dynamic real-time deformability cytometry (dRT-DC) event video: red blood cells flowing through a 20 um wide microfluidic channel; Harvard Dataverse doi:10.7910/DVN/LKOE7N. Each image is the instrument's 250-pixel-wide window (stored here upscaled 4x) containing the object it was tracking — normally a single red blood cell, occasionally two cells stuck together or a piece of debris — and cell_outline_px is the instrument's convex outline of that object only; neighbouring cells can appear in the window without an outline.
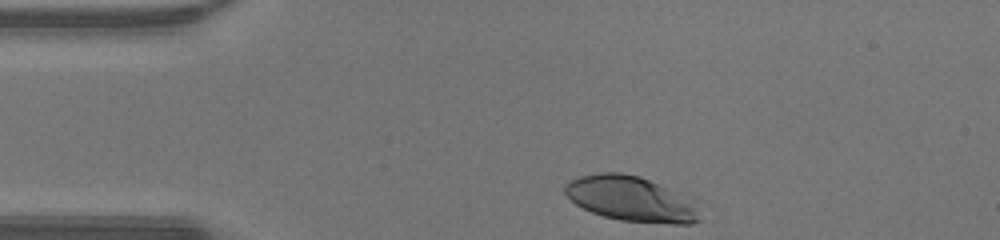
{"species": "human", "species_latin": "Homo sapiens", "temperature_condition": "warm", "stored_images_in_passage": 30, "camera_frame_rate_fps": 3000, "um_per_image_px": 0.085, "donor": {"sex": "male"}, "frame": {"image": 1, "passage_image": 1, "time_ms": 0.0, "image_size_px": [1000, 240], "cell_outline_px": [[700, 220], [692, 224], [668, 224], [620, 220], [604, 216], [592, 212], [576, 204], [564, 192], [564, 184], [568, 180], [580, 176], [596, 172], [620, 172], [640, 176], [660, 184], [668, 188], [688, 204], [692, 208]], "centroid_in_image_um": [53.47, 16.89], "position_along_channel_um": 31.5, "area_um2": 34.45}}
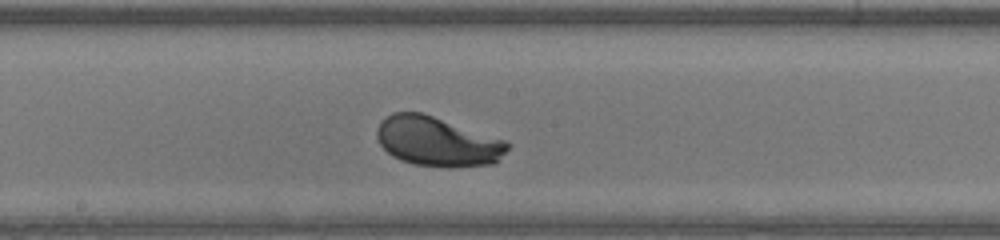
{"frame": {"image": 2, "passage_image": 17, "time_ms": 5.333, "image_size_px": [1000, 240], "cell_outline_px": [[508, 148], [496, 164], [452, 168], [448, 168], [416, 164], [400, 160], [392, 156], [380, 144], [376, 136], [376, 132], [380, 120], [392, 112], [420, 112], [504, 140], [508, 144]], "centroid_in_image_um": [37.14, 12.05], "position_along_channel_um": 211.1, "area_um2": 37.51}}
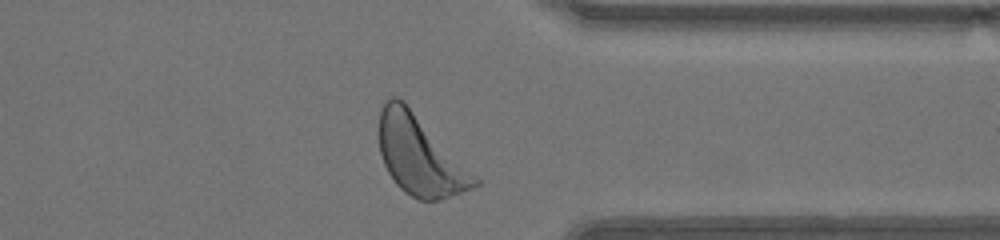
{"frame": {"image": 3, "passage_image": 29, "time_ms": 9.333, "image_size_px": [1000, 240], "cell_outline_px": [[480, 184], [472, 188], [440, 200], [420, 200], [404, 192], [396, 184], [388, 172], [384, 164], [380, 152], [380, 108], [392, 96], [396, 96], [404, 100], [480, 180]], "centroid_in_image_um": [35.69, 13.22], "position_along_channel_um": 375.7, "area_um2": 43.58}, "authors_computed_cell_mechanics": {"area_um2": 37.1076, "velocity_mm_per_s": 4.2919, "shape_relaxation_time_tau1_ms": 1.6268, "shape_relaxation_time_tau2_ms": null, "deformation_change_tau1": 0.1516, "deformation_change_tau2": null}}